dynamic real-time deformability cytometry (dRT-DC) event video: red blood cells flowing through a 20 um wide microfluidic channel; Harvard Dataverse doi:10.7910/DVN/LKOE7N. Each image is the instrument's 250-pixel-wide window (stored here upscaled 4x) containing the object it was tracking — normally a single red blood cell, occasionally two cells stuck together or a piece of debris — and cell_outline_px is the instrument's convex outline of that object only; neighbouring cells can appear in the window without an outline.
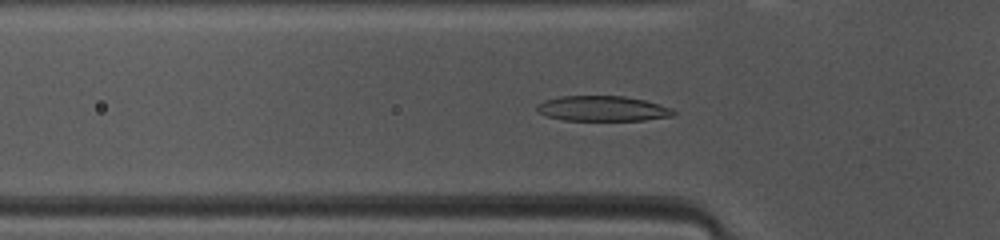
{"species": "common noctule bat (a hibernating species)", "species_latin": "Nyctalus noctula", "temperature_condition": "warm", "stored_images_in_passage": 41, "camera_frame_rate_fps": 3000, "um_per_image_px": 0.085, "animal": {"sex": "female", "body_mass_g": 10.0, "forearm_length_mm": 53.1}, "frame": {"image": 1, "passage_image": 9, "time_ms": 2.667, "image_size_px": [1000, 240], "cell_outline_px": [[676, 116], [644, 120], [564, 120], [544, 116], [536, 108], [536, 104], [544, 100], [560, 96], [624, 96], [644, 100], [672, 108], [676, 112]], "centroid_in_image_um": [51.22, 9.23], "position_along_channel_um": 74.6, "area_um2": 20.17}}
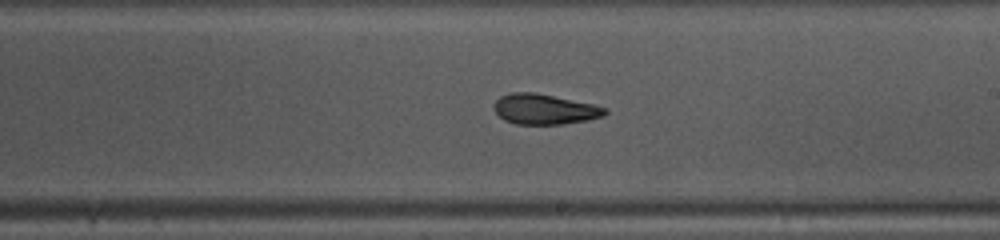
{"frame": {"image": 2, "passage_image": 21, "time_ms": 6.667, "image_size_px": [1000, 240], "cell_outline_px": [[608, 112], [604, 116], [588, 120], [564, 124], [516, 124], [504, 120], [492, 108], [496, 100], [500, 96], [508, 92], [532, 92], [592, 104], [608, 108]], "centroid_in_image_um": [46.27, 9.29], "position_along_channel_um": 242.7, "area_um2": 19.59}}
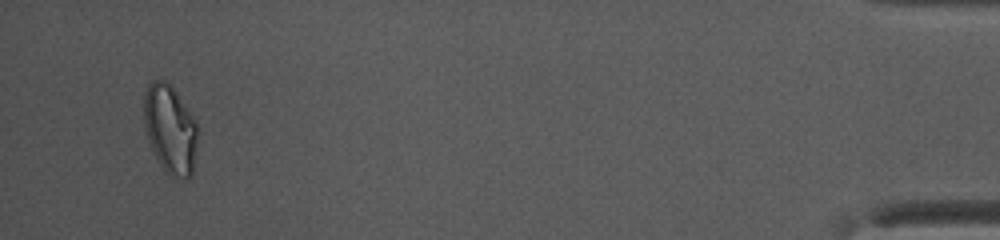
{"frame": {"image": 3, "passage_image": 40, "time_ms": 13.0, "image_size_px": [1000, 240], "cell_outline_px": [[196, 144], [192, 176], [172, 176], [160, 164], [152, 148], [144, 124], [144, 92], [148, 84], [152, 80], [164, 80], [176, 92], [196, 120]], "centroid_in_image_um": [14.45, 10.93], "position_along_channel_um": 420.8, "area_um2": 27.05}}